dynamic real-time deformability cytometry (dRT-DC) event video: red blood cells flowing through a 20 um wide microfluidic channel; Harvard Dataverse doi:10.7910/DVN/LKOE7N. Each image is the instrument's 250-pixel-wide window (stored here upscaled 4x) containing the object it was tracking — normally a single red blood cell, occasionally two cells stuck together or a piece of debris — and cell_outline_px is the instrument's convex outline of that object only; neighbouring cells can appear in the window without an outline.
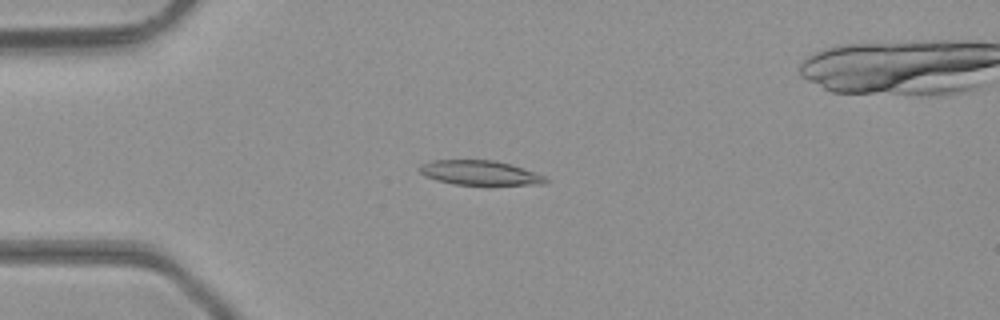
{"species": "common noctule bat (a hibernating species)", "species_latin": "Nyctalus noctula", "temperature_condition": "room temperature", "stored_images_in_passage": 49, "camera_frame_rate_fps": 3000, "um_per_image_px": 0.085, "animal": {"sex": "male", "body_mass_g": 23.1, "forearm_length_mm": 52.7}, "frame": {"image": 1, "passage_image": 13, "time_ms": 4.0, "image_size_px": [1000, 320], "cell_outline_px": [[548, 184], [492, 188], [488, 188], [452, 184], [436, 180], [424, 176], [416, 168], [420, 164], [432, 160], [492, 160], [512, 164], [524, 168], [544, 176], [548, 180]], "centroid_in_image_um": [40.84, 14.75], "position_along_channel_um": 44.2, "area_um2": 19.48}}
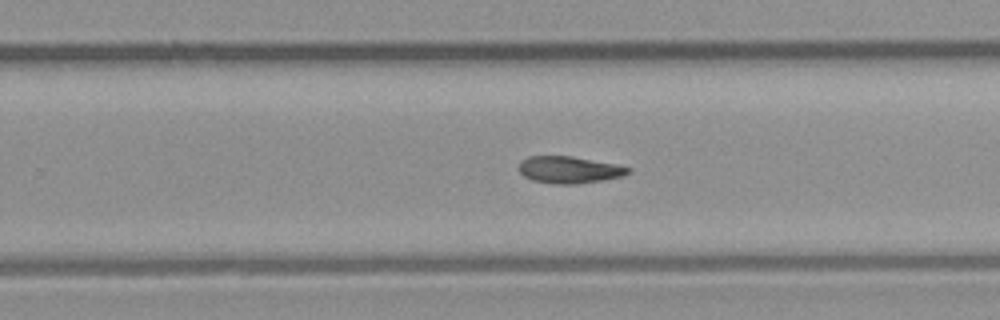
{"frame": {"image": 2, "passage_image": 31, "time_ms": 10.0, "image_size_px": [1000, 320], "cell_outline_px": [[632, 172], [624, 176], [604, 180], [576, 184], [556, 184], [532, 180], [524, 176], [520, 172], [520, 160], [528, 156], [572, 156], [616, 164], [632, 168]], "centroid_in_image_um": [48.42, 14.43], "position_along_channel_um": 281.4, "area_um2": 17.28}}
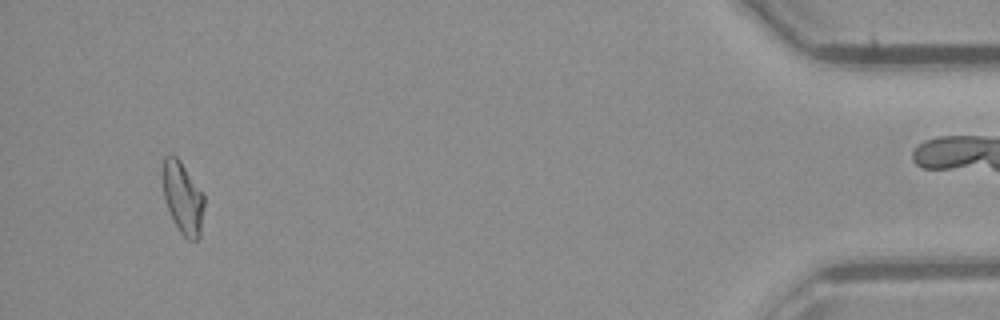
{"frame": {"image": 3, "passage_image": 46, "time_ms": 15.0, "image_size_px": [1000, 320], "cell_outline_px": [[204, 204], [200, 240], [188, 240], [180, 232], [172, 220], [164, 196], [164, 156], [176, 156], [180, 160], [204, 196]], "centroid_in_image_um": [15.57, 16.89], "position_along_channel_um": 419.6, "area_um2": 16.99}, "authors_computed_cell_mechanics": {"area_um2": 17.7446, "velocity_mm_per_s": 4.3221, "shape_relaxation_time_tau1_ms": null, "shape_relaxation_time_tau2_ms": 4.9667, "deformation_change_tau1": null, "deformation_change_tau2": 0.1146}}